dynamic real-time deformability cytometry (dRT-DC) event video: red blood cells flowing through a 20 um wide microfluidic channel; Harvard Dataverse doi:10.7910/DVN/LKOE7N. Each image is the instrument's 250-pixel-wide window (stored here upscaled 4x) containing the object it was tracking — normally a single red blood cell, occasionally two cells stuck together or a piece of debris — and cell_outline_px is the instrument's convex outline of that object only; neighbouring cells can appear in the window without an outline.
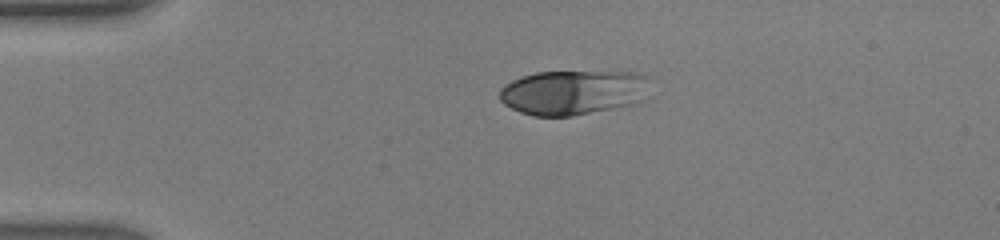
{"species": "human", "species_latin": "Homo sapiens", "temperature_condition": "warm", "stored_images_in_passage": 37, "camera_frame_rate_fps": 3000, "um_per_image_px": 0.085, "donor": {"sex": "male"}, "frame": {"image": 1, "passage_image": 1, "time_ms": 0.0, "image_size_px": [1000, 240], "cell_outline_px": [[660, 80], [632, 104], [572, 116], [532, 116], [520, 112], [504, 104], [500, 100], [500, 88], [504, 84], [520, 76], [536, 72], [640, 72], [652, 76]], "centroid_in_image_um": [48.79, 7.82], "position_along_channel_um": 36.2, "area_um2": 39.82}}
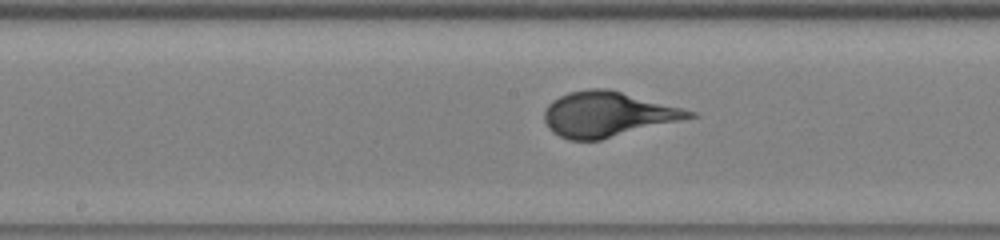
{"frame": {"image": 2, "passage_image": 15, "time_ms": 4.667, "image_size_px": [1000, 240], "cell_outline_px": [[700, 116], [600, 140], [568, 140], [552, 132], [548, 128], [544, 120], [544, 112], [548, 104], [552, 100], [568, 92], [588, 88], [608, 88], [696, 112]], "centroid_in_image_um": [51.64, 9.71], "position_along_channel_um": 196.6, "area_um2": 38.15}}
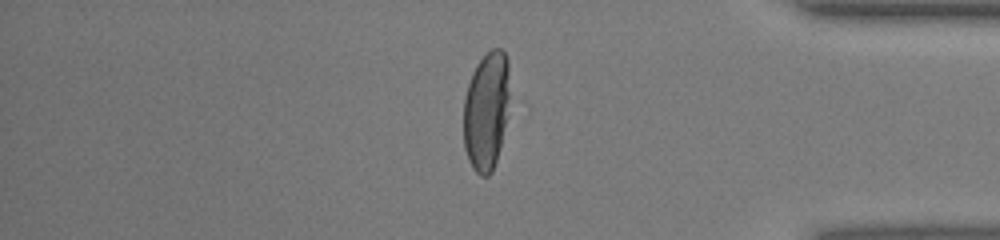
{"frame": {"image": 3, "passage_image": 30, "time_ms": 9.667, "image_size_px": [1000, 240], "cell_outline_px": [[508, 116], [496, 160], [492, 172], [488, 176], [480, 176], [472, 168], [468, 160], [464, 148], [464, 96], [472, 72], [476, 64], [492, 48], [500, 48], [508, 56]], "centroid_in_image_um": [41.33, 9.43], "position_along_channel_um": 393.9, "area_um2": 32.02}}